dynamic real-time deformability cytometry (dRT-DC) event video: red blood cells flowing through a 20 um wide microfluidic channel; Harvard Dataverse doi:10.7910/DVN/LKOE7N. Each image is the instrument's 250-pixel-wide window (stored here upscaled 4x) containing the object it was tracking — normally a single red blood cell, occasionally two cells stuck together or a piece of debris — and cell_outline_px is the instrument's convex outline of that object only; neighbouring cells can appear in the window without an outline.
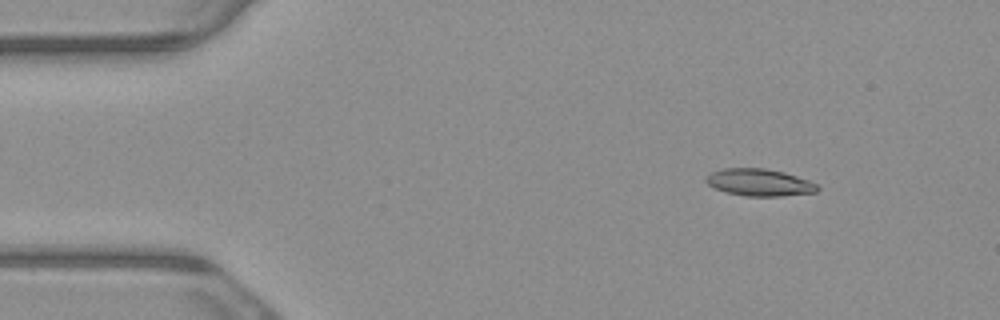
{"species": "common noctule bat (a hibernating species)", "species_latin": "Nyctalus noctula", "temperature_condition": "warm", "stored_images_in_passage": 5, "camera_frame_rate_fps": 3000, "um_per_image_px": 0.085, "animal": {"sex": "male", "body_mass_g": 23.1, "forearm_length_mm": 52.7}, "frame": {"image": 1, "passage_image": 1, "time_ms": 0.0, "image_size_px": [1000, 320], "cell_outline_px": [[820, 188], [816, 192], [780, 196], [748, 196], [728, 192], [716, 188], [708, 184], [704, 180], [704, 176], [712, 172], [724, 168], [764, 168], [784, 172], [808, 180], [816, 184]], "centroid_in_image_um": [64.54, 15.5], "position_along_channel_um": 20.5, "area_um2": 17.46}}
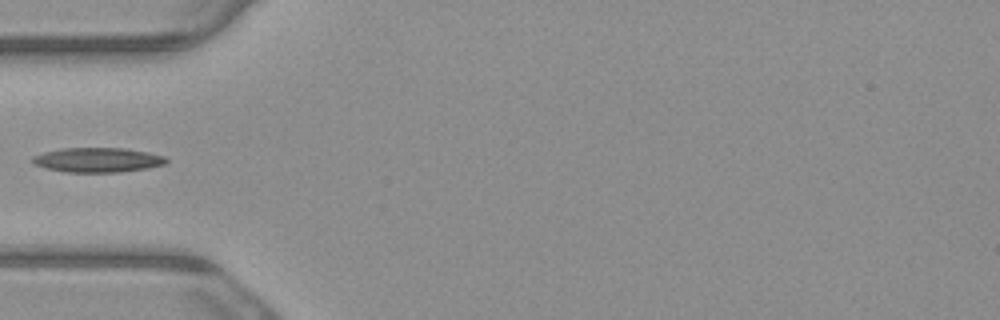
{"frame": {"image": 2, "passage_image": 4, "time_ms": 1.0, "image_size_px": [1000, 320], "cell_outline_px": [[168, 160], [164, 164], [148, 168], [120, 172], [64, 172], [44, 168], [28, 160], [32, 156], [44, 152], [60, 148], [124, 148], [148, 152], [164, 156]], "centroid_in_image_um": [8.25, 13.59], "position_along_channel_um": 76.7, "area_um2": 19.31}}
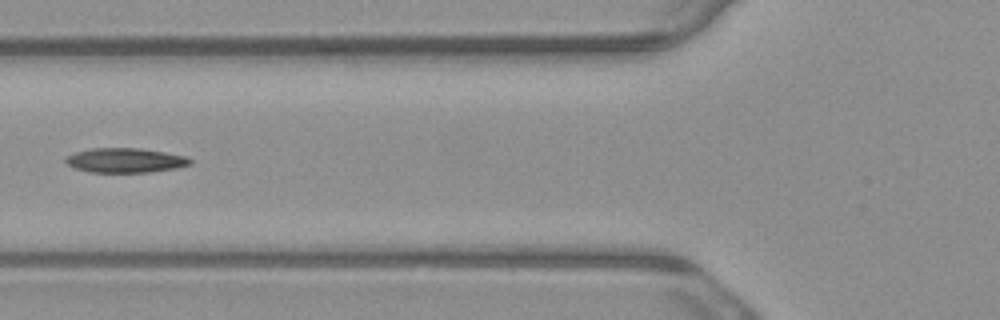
{"frame": {"image": 3, "passage_image": 5, "time_ms": 1.333, "image_size_px": [1000, 320], "cell_outline_px": [[192, 164], [176, 168], [148, 172], [88, 172], [76, 168], [68, 164], [64, 160], [68, 156], [76, 152], [92, 148], [140, 148], [164, 152], [184, 156], [192, 160]], "centroid_in_image_um": [10.66, 13.63], "position_along_channel_um": 115.1, "area_um2": 17.63}}